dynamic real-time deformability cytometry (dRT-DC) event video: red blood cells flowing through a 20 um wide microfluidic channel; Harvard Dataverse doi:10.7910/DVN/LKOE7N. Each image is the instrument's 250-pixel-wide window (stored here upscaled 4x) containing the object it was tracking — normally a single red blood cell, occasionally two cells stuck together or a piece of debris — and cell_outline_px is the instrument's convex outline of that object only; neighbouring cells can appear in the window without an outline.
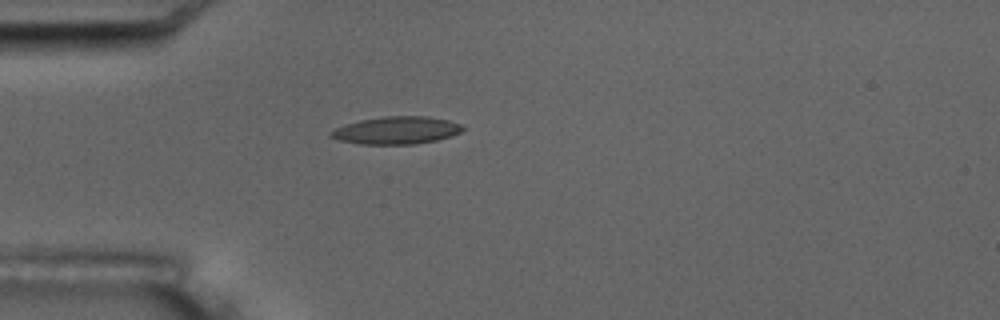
{"species": "common noctule bat (a hibernating species)", "species_latin": "Nyctalus noctula", "temperature_condition": "room temperature", "stored_images_in_passage": 6, "camera_frame_rate_fps": 3000, "um_per_image_px": 0.085, "animal": {"sex": "male", "body_mass_g": 17.5, "forearm_length_mm": 52.3}, "frame": {"image": 1, "passage_image": 5, "time_ms": 4.667, "image_size_px": [1000, 320], "cell_outline_px": [[464, 128], [460, 132], [452, 136], [436, 140], [412, 144], [360, 144], [340, 140], [328, 136], [328, 132], [344, 124], [360, 120], [384, 116], [428, 116], [448, 120], [460, 124]], "centroid_in_image_um": [33.67, 11.07], "position_along_channel_um": 51.3, "area_um2": 21.15}}